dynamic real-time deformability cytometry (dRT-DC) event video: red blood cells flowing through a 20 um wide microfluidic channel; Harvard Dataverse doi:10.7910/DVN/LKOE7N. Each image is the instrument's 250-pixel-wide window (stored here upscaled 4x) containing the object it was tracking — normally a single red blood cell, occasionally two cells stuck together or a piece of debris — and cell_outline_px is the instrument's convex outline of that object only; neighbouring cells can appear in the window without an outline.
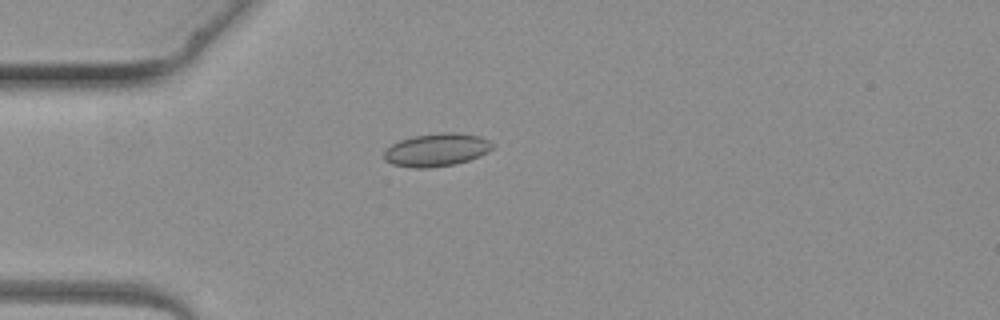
{"species": "common noctule bat (a hibernating species)", "species_latin": "Nyctalus noctula", "temperature_condition": "warm", "stored_images_in_passage": 2, "camera_frame_rate_fps": 3000, "um_per_image_px": 0.085, "animal": {"sex": "female", "body_mass_g": 19.3, "forearm_length_mm": 54.1}, "frame": {"image": 1, "passage_image": 2, "time_ms": 1.333, "image_size_px": [1000, 320], "cell_outline_px": [[492, 148], [488, 152], [480, 156], [456, 164], [428, 168], [412, 168], [392, 164], [384, 160], [384, 152], [392, 144], [400, 140], [412, 136], [440, 132], [456, 132], [480, 136], [488, 140], [492, 144]], "centroid_in_image_um": [37.1, 12.74], "position_along_channel_um": 47.9, "area_um2": 20.92}}